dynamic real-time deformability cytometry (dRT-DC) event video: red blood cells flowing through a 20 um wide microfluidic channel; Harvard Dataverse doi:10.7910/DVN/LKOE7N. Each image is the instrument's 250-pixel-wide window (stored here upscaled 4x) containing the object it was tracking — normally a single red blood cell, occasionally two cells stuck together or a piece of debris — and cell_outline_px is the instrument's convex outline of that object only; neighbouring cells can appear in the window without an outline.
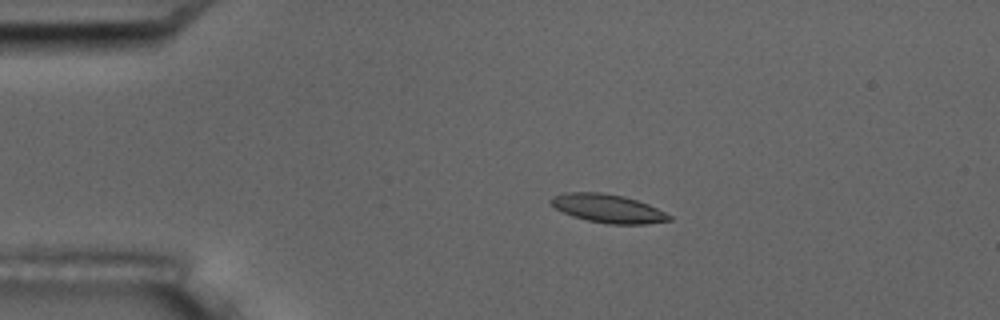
{"species": "common noctule bat (a hibernating species)", "species_latin": "Nyctalus noctula", "temperature_condition": "room temperature", "stored_images_in_passage": 9, "camera_frame_rate_fps": 3000, "um_per_image_px": 0.085, "animal": {"sex": "male", "body_mass_g": 17.5, "forearm_length_mm": 52.3}, "frame": {"image": 1, "passage_image": 3, "time_ms": 2.333, "image_size_px": [1000, 320], "cell_outline_px": [[672, 220], [644, 224], [608, 224], [588, 220], [572, 216], [556, 208], [548, 200], [552, 196], [564, 192], [600, 192], [624, 196], [648, 204], [672, 216]], "centroid_in_image_um": [51.66, 17.71], "position_along_channel_um": 33.3, "area_um2": 19.54}}
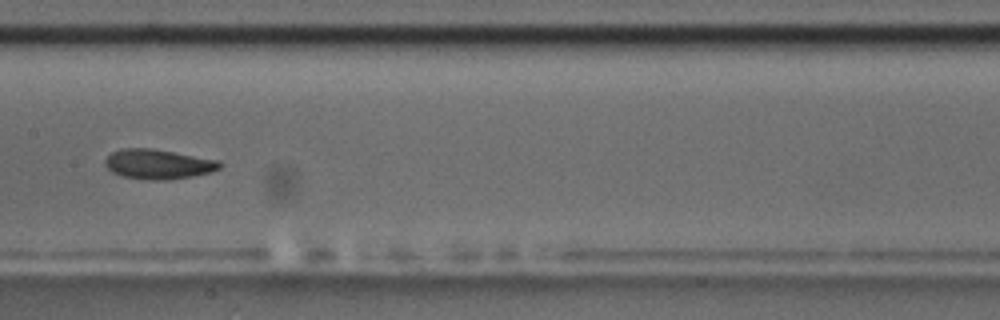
{"frame": {"image": 2, "passage_image": 7, "time_ms": 8.0, "image_size_px": [1000, 320], "cell_outline_px": [[224, 164], [220, 168], [212, 172], [192, 176], [168, 180], [148, 180], [124, 176], [112, 172], [104, 164], [104, 160], [112, 152], [120, 148], [152, 148], [220, 160]], "centroid_in_image_um": [13.47, 13.95], "position_along_channel_um": 193.9, "area_um2": 20.06}}
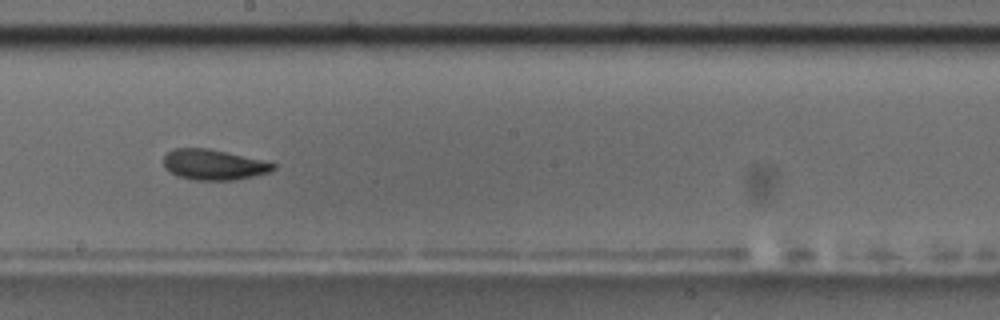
{"frame": {"image": 3, "passage_image": 8, "time_ms": 9.0, "image_size_px": [1000, 320], "cell_outline_px": [[276, 168], [268, 172], [236, 180], [192, 180], [176, 176], [164, 168], [164, 156], [172, 148], [208, 148], [260, 160], [276, 164]], "centroid_in_image_um": [18.1, 14.0], "position_along_channel_um": 230.1, "area_um2": 19.36}}